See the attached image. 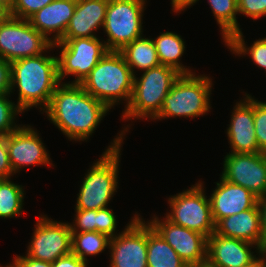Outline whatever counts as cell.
<instances>
[{
  "mask_svg": "<svg viewBox=\"0 0 266 267\" xmlns=\"http://www.w3.org/2000/svg\"><path fill=\"white\" fill-rule=\"evenodd\" d=\"M110 237L96 231L72 233L71 250L81 260L88 262V257L99 255L109 249Z\"/></svg>",
  "mask_w": 266,
  "mask_h": 267,
  "instance_id": "cell-27",
  "label": "cell"
},
{
  "mask_svg": "<svg viewBox=\"0 0 266 267\" xmlns=\"http://www.w3.org/2000/svg\"><path fill=\"white\" fill-rule=\"evenodd\" d=\"M163 218V219H162ZM147 222L162 236V238L175 250L178 256L189 266H204L207 260V237L178 226L165 216L160 218L153 214Z\"/></svg>",
  "mask_w": 266,
  "mask_h": 267,
  "instance_id": "cell-13",
  "label": "cell"
},
{
  "mask_svg": "<svg viewBox=\"0 0 266 267\" xmlns=\"http://www.w3.org/2000/svg\"><path fill=\"white\" fill-rule=\"evenodd\" d=\"M113 211L109 207L97 210V232L104 233L110 238L118 234V220Z\"/></svg>",
  "mask_w": 266,
  "mask_h": 267,
  "instance_id": "cell-33",
  "label": "cell"
},
{
  "mask_svg": "<svg viewBox=\"0 0 266 267\" xmlns=\"http://www.w3.org/2000/svg\"><path fill=\"white\" fill-rule=\"evenodd\" d=\"M243 99L236 101L225 130L230 145L229 153H259L254 127V96L242 91Z\"/></svg>",
  "mask_w": 266,
  "mask_h": 267,
  "instance_id": "cell-16",
  "label": "cell"
},
{
  "mask_svg": "<svg viewBox=\"0 0 266 267\" xmlns=\"http://www.w3.org/2000/svg\"><path fill=\"white\" fill-rule=\"evenodd\" d=\"M254 127L259 149L266 153V102L254 97Z\"/></svg>",
  "mask_w": 266,
  "mask_h": 267,
  "instance_id": "cell-30",
  "label": "cell"
},
{
  "mask_svg": "<svg viewBox=\"0 0 266 267\" xmlns=\"http://www.w3.org/2000/svg\"><path fill=\"white\" fill-rule=\"evenodd\" d=\"M215 232L225 237L236 238L255 244L261 249L265 239L261 230L258 203L249 210L221 219L215 225Z\"/></svg>",
  "mask_w": 266,
  "mask_h": 267,
  "instance_id": "cell-21",
  "label": "cell"
},
{
  "mask_svg": "<svg viewBox=\"0 0 266 267\" xmlns=\"http://www.w3.org/2000/svg\"><path fill=\"white\" fill-rule=\"evenodd\" d=\"M111 109L80 84L60 83L42 111L69 141L87 142Z\"/></svg>",
  "mask_w": 266,
  "mask_h": 267,
  "instance_id": "cell-1",
  "label": "cell"
},
{
  "mask_svg": "<svg viewBox=\"0 0 266 267\" xmlns=\"http://www.w3.org/2000/svg\"><path fill=\"white\" fill-rule=\"evenodd\" d=\"M33 227L32 238L26 247L29 257L53 263L72 252V232L68 221H57L39 214Z\"/></svg>",
  "mask_w": 266,
  "mask_h": 267,
  "instance_id": "cell-11",
  "label": "cell"
},
{
  "mask_svg": "<svg viewBox=\"0 0 266 267\" xmlns=\"http://www.w3.org/2000/svg\"><path fill=\"white\" fill-rule=\"evenodd\" d=\"M258 253H260V248L255 244L214 232L207 238L205 265L208 267H242L252 261Z\"/></svg>",
  "mask_w": 266,
  "mask_h": 267,
  "instance_id": "cell-17",
  "label": "cell"
},
{
  "mask_svg": "<svg viewBox=\"0 0 266 267\" xmlns=\"http://www.w3.org/2000/svg\"><path fill=\"white\" fill-rule=\"evenodd\" d=\"M134 74L119 51H109L80 84L83 89L110 109L124 108L130 102Z\"/></svg>",
  "mask_w": 266,
  "mask_h": 267,
  "instance_id": "cell-4",
  "label": "cell"
},
{
  "mask_svg": "<svg viewBox=\"0 0 266 267\" xmlns=\"http://www.w3.org/2000/svg\"><path fill=\"white\" fill-rule=\"evenodd\" d=\"M14 175L8 155L7 136L0 135V179L12 178Z\"/></svg>",
  "mask_w": 266,
  "mask_h": 267,
  "instance_id": "cell-35",
  "label": "cell"
},
{
  "mask_svg": "<svg viewBox=\"0 0 266 267\" xmlns=\"http://www.w3.org/2000/svg\"><path fill=\"white\" fill-rule=\"evenodd\" d=\"M52 50L55 51L53 44L43 54L11 62L10 95L18 88L16 105L24 113L33 107L43 111L60 84L58 58L50 54Z\"/></svg>",
  "mask_w": 266,
  "mask_h": 267,
  "instance_id": "cell-2",
  "label": "cell"
},
{
  "mask_svg": "<svg viewBox=\"0 0 266 267\" xmlns=\"http://www.w3.org/2000/svg\"><path fill=\"white\" fill-rule=\"evenodd\" d=\"M238 15L250 17L253 21L266 17V0H237Z\"/></svg>",
  "mask_w": 266,
  "mask_h": 267,
  "instance_id": "cell-34",
  "label": "cell"
},
{
  "mask_svg": "<svg viewBox=\"0 0 266 267\" xmlns=\"http://www.w3.org/2000/svg\"><path fill=\"white\" fill-rule=\"evenodd\" d=\"M212 189L209 200L215 225L223 218L253 208L258 197L248 189L232 184L220 176Z\"/></svg>",
  "mask_w": 266,
  "mask_h": 267,
  "instance_id": "cell-18",
  "label": "cell"
},
{
  "mask_svg": "<svg viewBox=\"0 0 266 267\" xmlns=\"http://www.w3.org/2000/svg\"><path fill=\"white\" fill-rule=\"evenodd\" d=\"M260 251L266 256V238L264 240V243H263Z\"/></svg>",
  "mask_w": 266,
  "mask_h": 267,
  "instance_id": "cell-45",
  "label": "cell"
},
{
  "mask_svg": "<svg viewBox=\"0 0 266 267\" xmlns=\"http://www.w3.org/2000/svg\"><path fill=\"white\" fill-rule=\"evenodd\" d=\"M76 4L77 0H53L28 20L38 32L54 44L63 38Z\"/></svg>",
  "mask_w": 266,
  "mask_h": 267,
  "instance_id": "cell-19",
  "label": "cell"
},
{
  "mask_svg": "<svg viewBox=\"0 0 266 267\" xmlns=\"http://www.w3.org/2000/svg\"><path fill=\"white\" fill-rule=\"evenodd\" d=\"M12 262H10L9 264L7 263V265H0V267H21L20 262L15 258L12 257Z\"/></svg>",
  "mask_w": 266,
  "mask_h": 267,
  "instance_id": "cell-44",
  "label": "cell"
},
{
  "mask_svg": "<svg viewBox=\"0 0 266 267\" xmlns=\"http://www.w3.org/2000/svg\"><path fill=\"white\" fill-rule=\"evenodd\" d=\"M10 99V94L0 95V135L7 136L21 125L17 119L24 112Z\"/></svg>",
  "mask_w": 266,
  "mask_h": 267,
  "instance_id": "cell-29",
  "label": "cell"
},
{
  "mask_svg": "<svg viewBox=\"0 0 266 267\" xmlns=\"http://www.w3.org/2000/svg\"><path fill=\"white\" fill-rule=\"evenodd\" d=\"M11 62L0 57V95L10 94Z\"/></svg>",
  "mask_w": 266,
  "mask_h": 267,
  "instance_id": "cell-36",
  "label": "cell"
},
{
  "mask_svg": "<svg viewBox=\"0 0 266 267\" xmlns=\"http://www.w3.org/2000/svg\"><path fill=\"white\" fill-rule=\"evenodd\" d=\"M220 176L258 198L266 196V153H226Z\"/></svg>",
  "mask_w": 266,
  "mask_h": 267,
  "instance_id": "cell-14",
  "label": "cell"
},
{
  "mask_svg": "<svg viewBox=\"0 0 266 267\" xmlns=\"http://www.w3.org/2000/svg\"><path fill=\"white\" fill-rule=\"evenodd\" d=\"M88 262L81 260L72 252L68 255L58 258L52 263V267H87Z\"/></svg>",
  "mask_w": 266,
  "mask_h": 267,
  "instance_id": "cell-37",
  "label": "cell"
},
{
  "mask_svg": "<svg viewBox=\"0 0 266 267\" xmlns=\"http://www.w3.org/2000/svg\"><path fill=\"white\" fill-rule=\"evenodd\" d=\"M129 128L131 129L130 124L125 125L111 140L99 159L89 166L82 179L74 209L98 210L108 207L111 203L119 189L121 150Z\"/></svg>",
  "mask_w": 266,
  "mask_h": 267,
  "instance_id": "cell-3",
  "label": "cell"
},
{
  "mask_svg": "<svg viewBox=\"0 0 266 267\" xmlns=\"http://www.w3.org/2000/svg\"><path fill=\"white\" fill-rule=\"evenodd\" d=\"M181 74L164 98L161 111L153 119L191 118L210 112L213 79L210 74Z\"/></svg>",
  "mask_w": 266,
  "mask_h": 267,
  "instance_id": "cell-6",
  "label": "cell"
},
{
  "mask_svg": "<svg viewBox=\"0 0 266 267\" xmlns=\"http://www.w3.org/2000/svg\"><path fill=\"white\" fill-rule=\"evenodd\" d=\"M181 74L172 67L159 65L134 76L131 99L122 110V121H151L159 114L164 101L175 81Z\"/></svg>",
  "mask_w": 266,
  "mask_h": 267,
  "instance_id": "cell-5",
  "label": "cell"
},
{
  "mask_svg": "<svg viewBox=\"0 0 266 267\" xmlns=\"http://www.w3.org/2000/svg\"><path fill=\"white\" fill-rule=\"evenodd\" d=\"M204 184L202 180H198L190 188L170 195L167 199L170 210L164 216L173 224L208 238L215 232V223Z\"/></svg>",
  "mask_w": 266,
  "mask_h": 267,
  "instance_id": "cell-7",
  "label": "cell"
},
{
  "mask_svg": "<svg viewBox=\"0 0 266 267\" xmlns=\"http://www.w3.org/2000/svg\"><path fill=\"white\" fill-rule=\"evenodd\" d=\"M10 16V12L0 4V23L4 22Z\"/></svg>",
  "mask_w": 266,
  "mask_h": 267,
  "instance_id": "cell-42",
  "label": "cell"
},
{
  "mask_svg": "<svg viewBox=\"0 0 266 267\" xmlns=\"http://www.w3.org/2000/svg\"><path fill=\"white\" fill-rule=\"evenodd\" d=\"M134 76L138 71H146L160 65L157 51L151 36H142L127 44L119 51ZM138 69V70H137Z\"/></svg>",
  "mask_w": 266,
  "mask_h": 267,
  "instance_id": "cell-23",
  "label": "cell"
},
{
  "mask_svg": "<svg viewBox=\"0 0 266 267\" xmlns=\"http://www.w3.org/2000/svg\"><path fill=\"white\" fill-rule=\"evenodd\" d=\"M260 208L261 230L264 239L266 238V196L258 198Z\"/></svg>",
  "mask_w": 266,
  "mask_h": 267,
  "instance_id": "cell-40",
  "label": "cell"
},
{
  "mask_svg": "<svg viewBox=\"0 0 266 267\" xmlns=\"http://www.w3.org/2000/svg\"><path fill=\"white\" fill-rule=\"evenodd\" d=\"M216 23L219 26L222 42L225 44L235 33L242 30L238 23V2L237 0H208Z\"/></svg>",
  "mask_w": 266,
  "mask_h": 267,
  "instance_id": "cell-25",
  "label": "cell"
},
{
  "mask_svg": "<svg viewBox=\"0 0 266 267\" xmlns=\"http://www.w3.org/2000/svg\"><path fill=\"white\" fill-rule=\"evenodd\" d=\"M51 45L28 19L9 16L0 23V57L9 62L43 54Z\"/></svg>",
  "mask_w": 266,
  "mask_h": 267,
  "instance_id": "cell-10",
  "label": "cell"
},
{
  "mask_svg": "<svg viewBox=\"0 0 266 267\" xmlns=\"http://www.w3.org/2000/svg\"><path fill=\"white\" fill-rule=\"evenodd\" d=\"M109 0H77L72 18L62 39L99 37Z\"/></svg>",
  "mask_w": 266,
  "mask_h": 267,
  "instance_id": "cell-20",
  "label": "cell"
},
{
  "mask_svg": "<svg viewBox=\"0 0 266 267\" xmlns=\"http://www.w3.org/2000/svg\"><path fill=\"white\" fill-rule=\"evenodd\" d=\"M242 267H263V253L260 251L252 261Z\"/></svg>",
  "mask_w": 266,
  "mask_h": 267,
  "instance_id": "cell-41",
  "label": "cell"
},
{
  "mask_svg": "<svg viewBox=\"0 0 266 267\" xmlns=\"http://www.w3.org/2000/svg\"><path fill=\"white\" fill-rule=\"evenodd\" d=\"M147 0H109L103 26L106 47L120 51L124 46L142 37L143 14Z\"/></svg>",
  "mask_w": 266,
  "mask_h": 267,
  "instance_id": "cell-9",
  "label": "cell"
},
{
  "mask_svg": "<svg viewBox=\"0 0 266 267\" xmlns=\"http://www.w3.org/2000/svg\"><path fill=\"white\" fill-rule=\"evenodd\" d=\"M26 191L11 178L0 179V219L20 217L23 213Z\"/></svg>",
  "mask_w": 266,
  "mask_h": 267,
  "instance_id": "cell-26",
  "label": "cell"
},
{
  "mask_svg": "<svg viewBox=\"0 0 266 267\" xmlns=\"http://www.w3.org/2000/svg\"><path fill=\"white\" fill-rule=\"evenodd\" d=\"M53 0H14L10 16L29 19L37 11L50 4Z\"/></svg>",
  "mask_w": 266,
  "mask_h": 267,
  "instance_id": "cell-32",
  "label": "cell"
},
{
  "mask_svg": "<svg viewBox=\"0 0 266 267\" xmlns=\"http://www.w3.org/2000/svg\"><path fill=\"white\" fill-rule=\"evenodd\" d=\"M143 219L136 212L124 230L110 238L109 267H148L147 221Z\"/></svg>",
  "mask_w": 266,
  "mask_h": 267,
  "instance_id": "cell-12",
  "label": "cell"
},
{
  "mask_svg": "<svg viewBox=\"0 0 266 267\" xmlns=\"http://www.w3.org/2000/svg\"><path fill=\"white\" fill-rule=\"evenodd\" d=\"M100 37L61 39L53 44L60 49L58 58V78L60 83L66 76L75 77L67 84H81L97 65L100 59L109 52L105 40ZM63 80V81H62Z\"/></svg>",
  "mask_w": 266,
  "mask_h": 267,
  "instance_id": "cell-8",
  "label": "cell"
},
{
  "mask_svg": "<svg viewBox=\"0 0 266 267\" xmlns=\"http://www.w3.org/2000/svg\"><path fill=\"white\" fill-rule=\"evenodd\" d=\"M198 1L199 0H171L172 12H174V14L177 13V15L182 12L184 13L187 8L193 7Z\"/></svg>",
  "mask_w": 266,
  "mask_h": 267,
  "instance_id": "cell-39",
  "label": "cell"
},
{
  "mask_svg": "<svg viewBox=\"0 0 266 267\" xmlns=\"http://www.w3.org/2000/svg\"><path fill=\"white\" fill-rule=\"evenodd\" d=\"M159 63L174 68L180 74L196 73L191 67L181 61L185 53L186 43L180 34L172 31L160 32L156 38H152ZM184 65V66H183Z\"/></svg>",
  "mask_w": 266,
  "mask_h": 267,
  "instance_id": "cell-22",
  "label": "cell"
},
{
  "mask_svg": "<svg viewBox=\"0 0 266 267\" xmlns=\"http://www.w3.org/2000/svg\"><path fill=\"white\" fill-rule=\"evenodd\" d=\"M14 257L20 262L21 267H52V263L33 259L26 254L14 255Z\"/></svg>",
  "mask_w": 266,
  "mask_h": 267,
  "instance_id": "cell-38",
  "label": "cell"
},
{
  "mask_svg": "<svg viewBox=\"0 0 266 267\" xmlns=\"http://www.w3.org/2000/svg\"><path fill=\"white\" fill-rule=\"evenodd\" d=\"M147 264L148 267H189L148 222Z\"/></svg>",
  "mask_w": 266,
  "mask_h": 267,
  "instance_id": "cell-24",
  "label": "cell"
},
{
  "mask_svg": "<svg viewBox=\"0 0 266 267\" xmlns=\"http://www.w3.org/2000/svg\"><path fill=\"white\" fill-rule=\"evenodd\" d=\"M242 30L235 33L224 45L238 57L248 55L251 61L266 72V37L253 41L248 46Z\"/></svg>",
  "mask_w": 266,
  "mask_h": 267,
  "instance_id": "cell-28",
  "label": "cell"
},
{
  "mask_svg": "<svg viewBox=\"0 0 266 267\" xmlns=\"http://www.w3.org/2000/svg\"><path fill=\"white\" fill-rule=\"evenodd\" d=\"M42 137L33 125L22 124L7 135V148L14 174L33 166H55Z\"/></svg>",
  "mask_w": 266,
  "mask_h": 267,
  "instance_id": "cell-15",
  "label": "cell"
},
{
  "mask_svg": "<svg viewBox=\"0 0 266 267\" xmlns=\"http://www.w3.org/2000/svg\"><path fill=\"white\" fill-rule=\"evenodd\" d=\"M74 219L70 224L72 233L96 231L97 232V210L74 209Z\"/></svg>",
  "mask_w": 266,
  "mask_h": 267,
  "instance_id": "cell-31",
  "label": "cell"
},
{
  "mask_svg": "<svg viewBox=\"0 0 266 267\" xmlns=\"http://www.w3.org/2000/svg\"><path fill=\"white\" fill-rule=\"evenodd\" d=\"M14 0H0V4L4 6L9 12H11L13 8Z\"/></svg>",
  "mask_w": 266,
  "mask_h": 267,
  "instance_id": "cell-43",
  "label": "cell"
},
{
  "mask_svg": "<svg viewBox=\"0 0 266 267\" xmlns=\"http://www.w3.org/2000/svg\"><path fill=\"white\" fill-rule=\"evenodd\" d=\"M263 267H266V256L263 254Z\"/></svg>",
  "mask_w": 266,
  "mask_h": 267,
  "instance_id": "cell-46",
  "label": "cell"
}]
</instances>
